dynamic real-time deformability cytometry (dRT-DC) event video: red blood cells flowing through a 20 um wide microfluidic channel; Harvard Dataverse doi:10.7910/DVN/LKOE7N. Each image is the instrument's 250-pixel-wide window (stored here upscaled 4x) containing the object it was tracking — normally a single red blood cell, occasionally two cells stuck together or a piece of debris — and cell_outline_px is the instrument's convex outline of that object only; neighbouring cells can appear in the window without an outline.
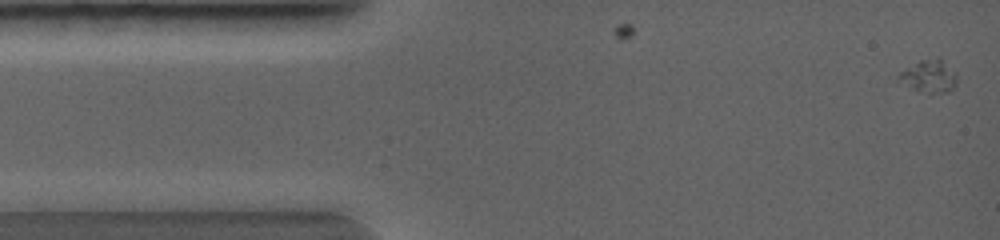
{"species": "common noctule bat (a hibernating species)", "species_latin": "Nyctalus noctula", "temperature_condition": "warm", "stored_images_in_passage": 2, "camera_frame_rate_fps": 5000, "um_per_image_px": 0.085, "animal": {"sex": "female", "body_mass_g": 19.0, "forearm_length_mm": 56.7}, "frame": {"image": 1, "passage_image": 2, "time_ms": 0.2, "image_size_px": [1000, 240], "cell_outline_px": [[956, 84], [948, 92], [916, 92], [896, 80], [896, 76], [900, 72], [920, 60], [936, 56], [940, 56], [956, 76]], "centroid_in_image_um": [78.91, 6.47], "position_along_channel_um": 6.1, "area_um2": 11.16}}